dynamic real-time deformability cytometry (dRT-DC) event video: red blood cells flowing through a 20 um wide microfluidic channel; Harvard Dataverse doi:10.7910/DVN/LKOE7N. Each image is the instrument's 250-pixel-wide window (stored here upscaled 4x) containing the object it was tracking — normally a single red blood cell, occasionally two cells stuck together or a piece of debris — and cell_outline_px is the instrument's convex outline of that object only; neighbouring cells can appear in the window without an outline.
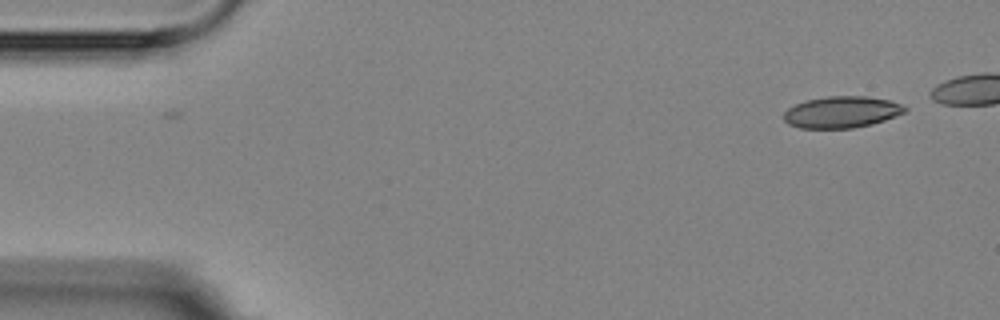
{"species": "Egyptian fruit bat (a non-hibernating species)", "species_latin": "Rousettus aegyptiacus", "temperature_condition": "room temperature", "stored_images_in_passage": 3, "camera_frame_rate_fps": 3000, "um_per_image_px": 0.085, "animal": {"sex": "female"}, "frame": {"image": 1, "passage_image": 3, "time_ms": 2.333, "image_size_px": [1000, 320], "cell_outline_px": [[908, 108], [904, 112], [896, 116], [872, 124], [852, 128], [800, 128], [788, 124], [784, 120], [784, 112], [788, 108], [796, 104], [808, 100], [828, 96], [868, 96], [888, 100], [900, 104]], "centroid_in_image_um": [71.54, 9.53], "position_along_channel_um": 13.5, "area_um2": 22.14}}